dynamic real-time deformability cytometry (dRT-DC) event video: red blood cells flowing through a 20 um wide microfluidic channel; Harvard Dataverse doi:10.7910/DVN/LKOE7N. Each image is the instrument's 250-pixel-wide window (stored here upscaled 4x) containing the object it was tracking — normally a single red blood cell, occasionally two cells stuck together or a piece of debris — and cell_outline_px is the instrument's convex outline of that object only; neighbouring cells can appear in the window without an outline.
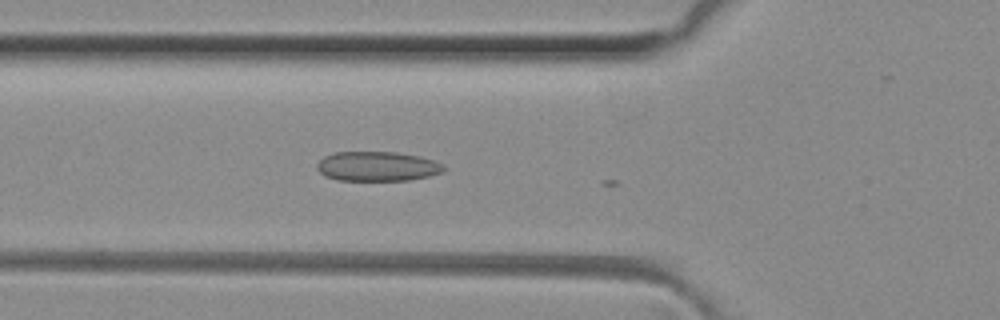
{"species": "common noctule bat (a hibernating species)", "species_latin": "Nyctalus noctula", "temperature_condition": "room temperature", "stored_images_in_passage": 3, "camera_frame_rate_fps": 3000, "um_per_image_px": 0.085, "animal": {"sex": "female", "body_mass_g": 29.2, "forearm_length_mm": 56.3}, "frame": {"image": 1, "passage_image": 2, "time_ms": 0.333, "image_size_px": [1000, 320], "cell_outline_px": [[444, 172], [428, 176], [408, 180], [336, 180], [324, 176], [316, 168], [316, 164], [324, 156], [336, 152], [396, 152], [420, 156], [444, 164]], "centroid_in_image_um": [32.05, 14.14], "position_along_channel_um": 93.7, "area_um2": 21.91}}